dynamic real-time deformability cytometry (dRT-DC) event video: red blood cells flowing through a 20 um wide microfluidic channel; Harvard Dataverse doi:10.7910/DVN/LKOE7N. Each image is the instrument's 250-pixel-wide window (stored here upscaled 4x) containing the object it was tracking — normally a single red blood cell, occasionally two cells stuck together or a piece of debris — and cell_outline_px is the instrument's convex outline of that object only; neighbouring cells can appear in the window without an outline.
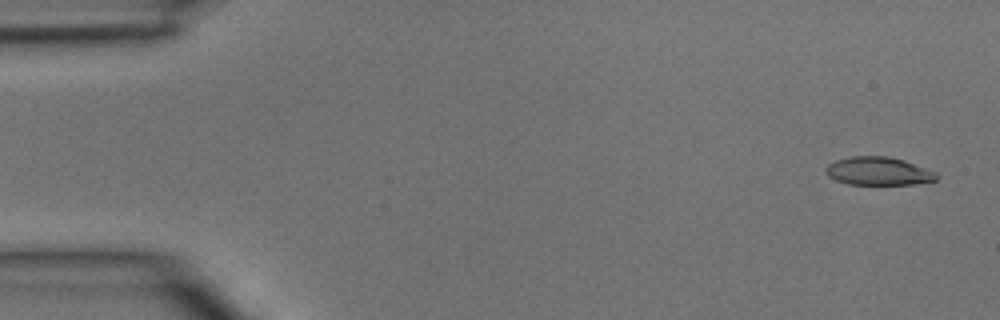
{"species": "common noctule bat (a hibernating species)", "species_latin": "Nyctalus noctula", "temperature_condition": "room temperature", "stored_images_in_passage": 4, "camera_frame_rate_fps": 3000, "um_per_image_px": 0.085, "animal": {"sex": "male", "body_mass_g": 15.6}, "frame": {"image": 1, "passage_image": 1, "time_ms": 0.0, "image_size_px": [1000, 320], "cell_outline_px": [[936, 180], [912, 184], [848, 184], [836, 180], [828, 176], [824, 168], [828, 164], [836, 160], [852, 156], [888, 156], [904, 160], [936, 172]], "centroid_in_image_um": [74.63, 14.54], "position_along_channel_um": 10.4, "area_um2": 18.03}}
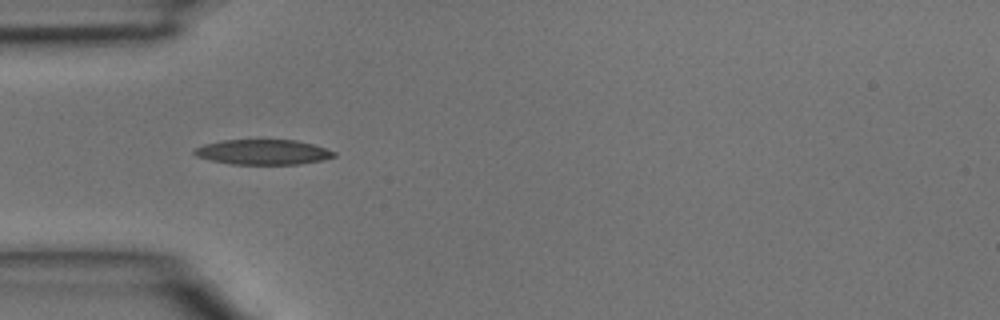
{"frame": {"image": 2, "passage_image": 4, "time_ms": 1.0, "image_size_px": [1000, 320], "cell_outline_px": [[336, 156], [324, 160], [300, 164], [232, 164], [212, 160], [196, 156], [192, 152], [196, 148], [204, 144], [224, 140], [296, 140], [312, 144], [336, 152]], "centroid_in_image_um": [22.38, 12.93], "position_along_channel_um": 62.6, "area_um2": 20.29}}